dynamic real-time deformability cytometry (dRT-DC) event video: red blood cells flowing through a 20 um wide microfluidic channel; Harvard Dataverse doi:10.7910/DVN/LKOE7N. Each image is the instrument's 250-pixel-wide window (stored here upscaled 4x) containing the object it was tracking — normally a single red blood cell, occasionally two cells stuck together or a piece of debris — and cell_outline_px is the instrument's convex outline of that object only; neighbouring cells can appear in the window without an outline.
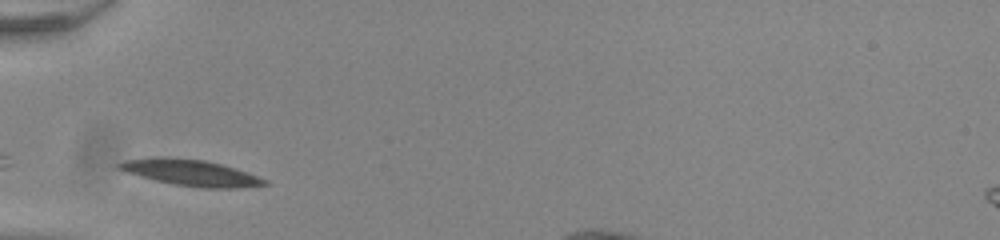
{"species": "common noctule bat (a hibernating species)", "species_latin": "Nyctalus noctula", "temperature_condition": "room temperature", "stored_images_in_passage": 26, "camera_frame_rate_fps": 3000, "um_per_image_px": 0.085, "animal": {"sex": "male", "body_mass_g": 20.0, "forearm_length_mm": 53.3}, "frame": {"image": 1, "passage_image": 1, "time_ms": 0.0, "image_size_px": [1000, 240], "cell_outline_px": [[268, 184], [240, 188], [200, 188], [176, 184], [156, 180], [140, 176], [116, 168], [116, 164], [124, 160], [156, 156], [164, 156], [204, 160], [220, 164], [248, 172], [268, 180]], "centroid_in_image_um": [16.21, 14.67], "position_along_channel_um": 68.8, "area_um2": 22.2}}
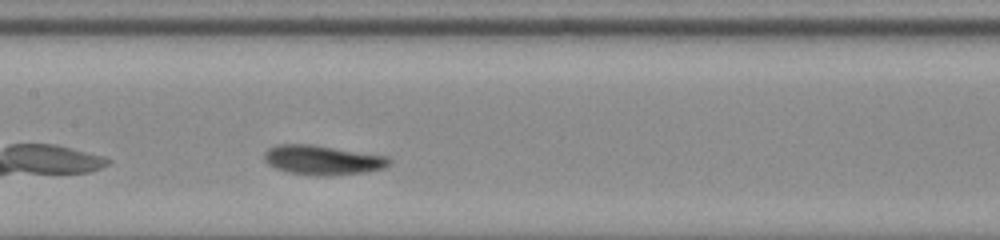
{"frame": {"image": 2, "passage_image": 10, "time_ms": 3.0, "image_size_px": [1000, 240], "cell_outline_px": [[392, 164], [384, 168], [364, 172], [288, 172], [276, 168], [268, 164], [264, 160], [264, 152], [268, 148], [276, 144], [312, 144], [388, 156], [392, 160]], "centroid_in_image_um": [27.42, 13.53], "position_along_channel_um": 180.0, "area_um2": 20.46}}
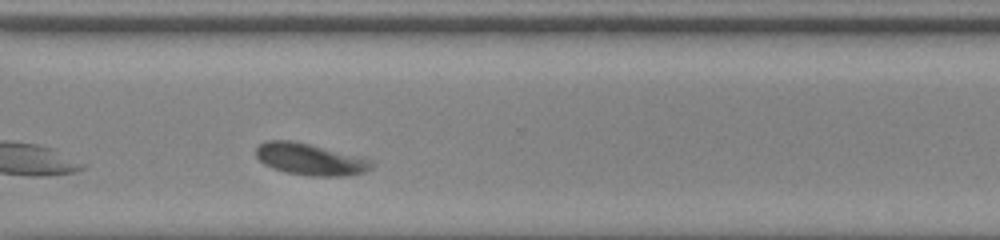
{"frame": {"image": 3, "passage_image": 23, "time_ms": 7.333, "image_size_px": [1000, 240], "cell_outline_px": [[376, 164], [372, 168], [364, 172], [348, 176], [308, 176], [288, 172], [264, 164], [256, 156], [256, 148], [260, 144], [268, 140], [292, 140], [372, 160]], "centroid_in_image_um": [26.38, 13.55], "position_along_channel_um": 344.2, "area_um2": 21.04}, "authors_computed_cell_mechanics": {"area_um2": 21.1548, "velocity_mm_per_s": 3.7913, "shape_relaxation_time_tau1_ms": 7.0933, "shape_relaxation_time_tau2_ms": null, "deformation_change_tau1": 0.1939, "deformation_change_tau2": null}}